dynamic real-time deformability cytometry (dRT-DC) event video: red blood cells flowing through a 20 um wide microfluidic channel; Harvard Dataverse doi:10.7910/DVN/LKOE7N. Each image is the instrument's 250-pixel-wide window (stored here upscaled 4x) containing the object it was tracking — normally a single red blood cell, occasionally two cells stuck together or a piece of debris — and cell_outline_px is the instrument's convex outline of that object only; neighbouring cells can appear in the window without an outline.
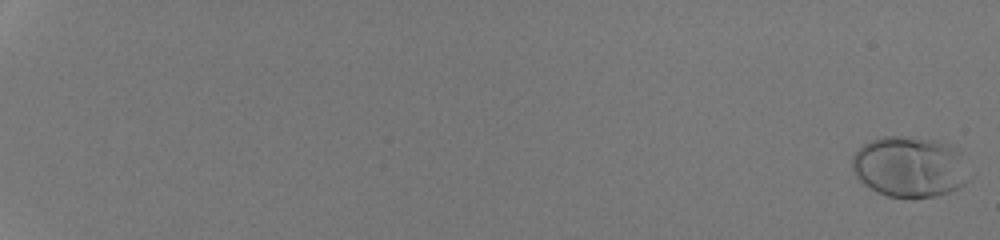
{"species": "human", "species_latin": "Homo sapiens", "temperature_condition": "room temperature", "stored_images_in_passage": 54, "camera_frame_rate_fps": 3000, "um_per_image_px": 0.085, "donor": {"sex": "male"}, "frame": {"image": 1, "passage_image": 1, "time_ms": 0.0, "image_size_px": [1000, 240], "cell_outline_px": [[976, 172], [960, 188], [936, 196], [912, 200], [888, 196], [864, 184], [856, 176], [852, 168], [852, 156], [864, 144], [872, 140], [884, 136], [900, 136], [936, 140], [952, 144], [960, 152]], "centroid_in_image_um": [77.44, 14.2], "position_along_channel_um": 7.6, "area_um2": 42.6}}
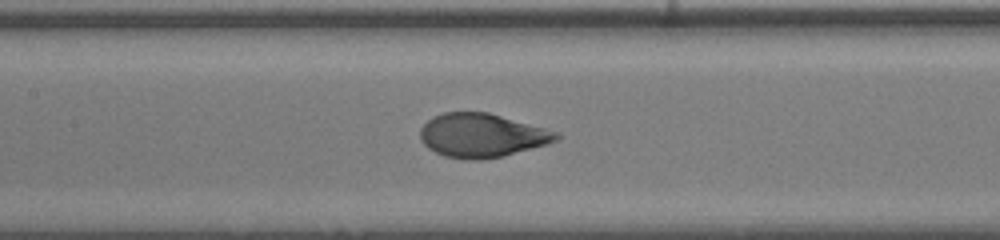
{"frame": {"image": 2, "passage_image": 31, "time_ms": 10.0, "image_size_px": [1000, 240], "cell_outline_px": [[560, 136], [556, 140], [548, 144], [500, 156], [476, 160], [468, 160], [444, 156], [428, 148], [420, 140], [420, 128], [432, 116], [444, 112], [488, 112], [560, 132]], "centroid_in_image_um": [40.94, 11.5], "position_along_channel_um": 166.5, "area_um2": 34.62}}
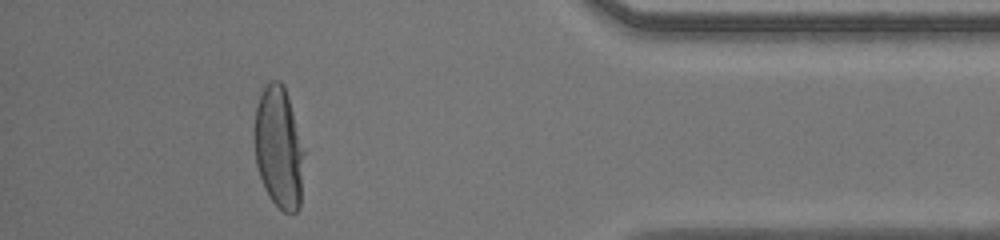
{"frame": {"image": 3, "passage_image": 50, "time_ms": 16.333, "image_size_px": [1000, 240], "cell_outline_px": [[304, 152], [300, 208], [296, 212], [284, 212], [268, 196], [264, 188], [256, 164], [252, 136], [256, 104], [260, 92], [272, 80], [280, 80], [284, 84], [288, 96]], "centroid_in_image_um": [23.66, 12.53], "position_along_channel_um": 411.5, "area_um2": 35.6}, "authors_computed_cell_mechanics": {"area_um2": 35.836, "velocity_mm_per_s": 4.2794, "shape_relaxation_time_tau1_ms": 2.8357, "shape_relaxation_time_tau2_ms": null, "deformation_change_tau1": 0.2014, "deformation_change_tau2": null}}